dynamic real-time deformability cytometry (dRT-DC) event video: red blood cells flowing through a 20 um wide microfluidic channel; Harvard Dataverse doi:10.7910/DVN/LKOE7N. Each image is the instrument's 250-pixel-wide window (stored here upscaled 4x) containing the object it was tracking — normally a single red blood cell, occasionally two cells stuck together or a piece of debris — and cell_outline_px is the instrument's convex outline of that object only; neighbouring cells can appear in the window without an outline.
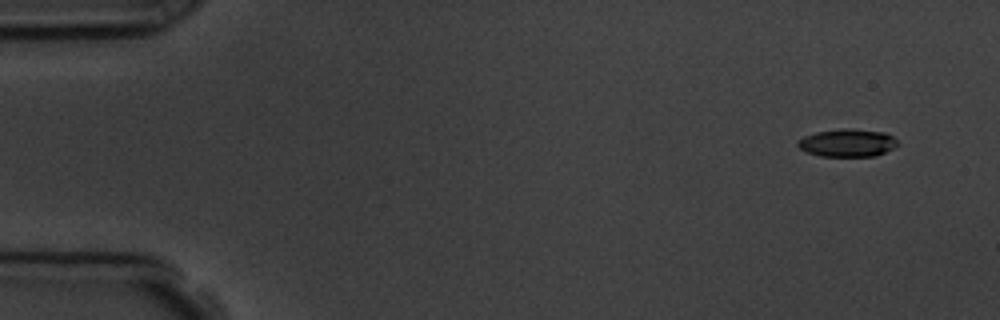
{"species": "common noctule bat (a hibernating species)", "species_latin": "Nyctalus noctula", "temperature_condition": "room temperature", "stored_images_in_passage": 4, "camera_frame_rate_fps": 3000, "um_per_image_px": 0.085, "animal": {"sex": "male", "body_mass_g": 19.5, "forearm_length_mm": 54.6}, "frame": {"image": 1, "passage_image": 1, "time_ms": 0.0, "image_size_px": [1000, 320], "cell_outline_px": [[900, 144], [876, 156], [820, 156], [804, 152], [796, 144], [796, 140], [804, 136], [816, 132], [848, 128], [884, 132], [892, 136]], "centroid_in_image_um": [71.99, 12.15], "position_along_channel_um": 13.0, "area_um2": 16.18}}
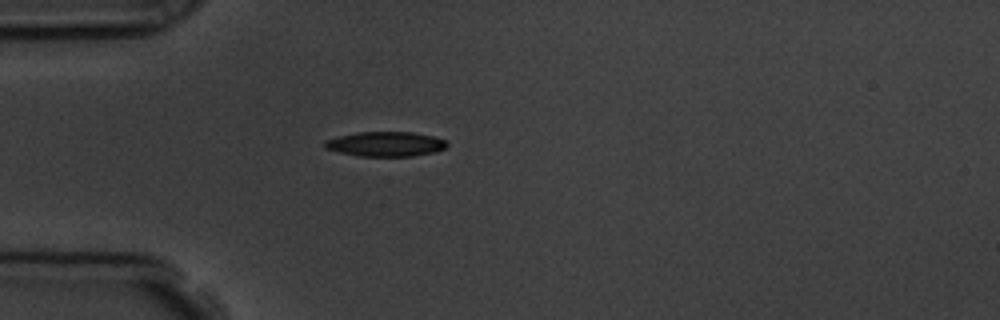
{"frame": {"image": 2, "passage_image": 4, "time_ms": 4.0, "image_size_px": [1000, 320], "cell_outline_px": [[448, 144], [444, 148], [436, 152], [412, 156], [356, 156], [324, 148], [324, 140], [356, 132], [412, 132], [432, 136], [444, 140]], "centroid_in_image_um": [32.75, 12.24], "position_along_channel_um": 52.2, "area_um2": 17.57}}